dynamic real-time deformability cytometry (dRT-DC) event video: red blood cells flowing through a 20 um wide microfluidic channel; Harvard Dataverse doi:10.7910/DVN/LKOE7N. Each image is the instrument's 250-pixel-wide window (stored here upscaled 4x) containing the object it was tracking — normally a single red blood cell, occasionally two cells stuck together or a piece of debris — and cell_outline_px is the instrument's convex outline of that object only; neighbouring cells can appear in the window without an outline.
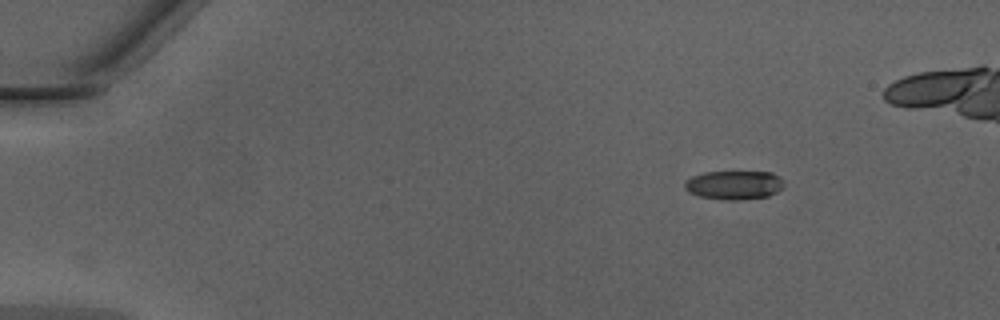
{"species": "Egyptian fruit bat (a non-hibernating species)", "species_latin": "Rousettus aegyptiacus", "temperature_condition": "warm", "stored_images_in_passage": 40, "camera_frame_rate_fps": 3000, "um_per_image_px": 0.085, "animal": {"sex": "male"}, "frame": {"image": 1, "passage_image": 1, "time_ms": 0.0, "image_size_px": [1000, 320], "cell_outline_px": [[784, 188], [768, 196], [736, 200], [728, 200], [700, 196], [688, 192], [684, 188], [684, 180], [692, 176], [704, 172], [772, 172], [780, 176], [784, 180]], "centroid_in_image_um": [62.41, 15.71], "position_along_channel_um": 22.6, "area_um2": 16.82}}
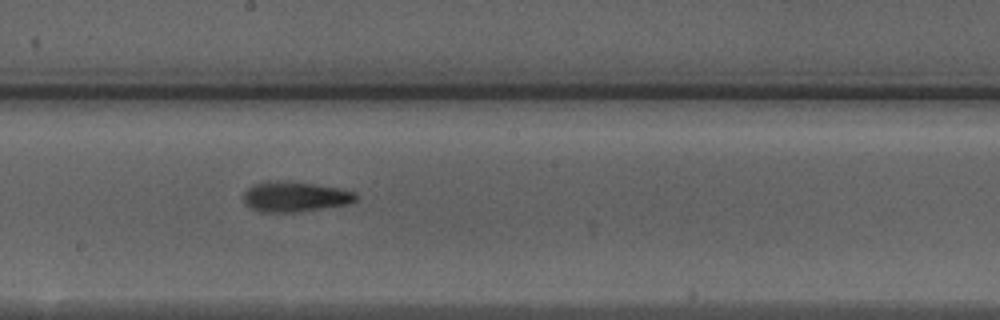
{"frame": {"image": 2, "passage_image": 22, "time_ms": 7.0, "image_size_px": [1000, 320], "cell_outline_px": [[360, 196], [352, 204], [296, 212], [260, 212], [244, 204], [244, 192], [248, 188], [256, 184], [312, 184], [344, 188], [356, 192]], "centroid_in_image_um": [25.21, 16.78], "position_along_channel_um": 223.0, "area_um2": 19.13}}
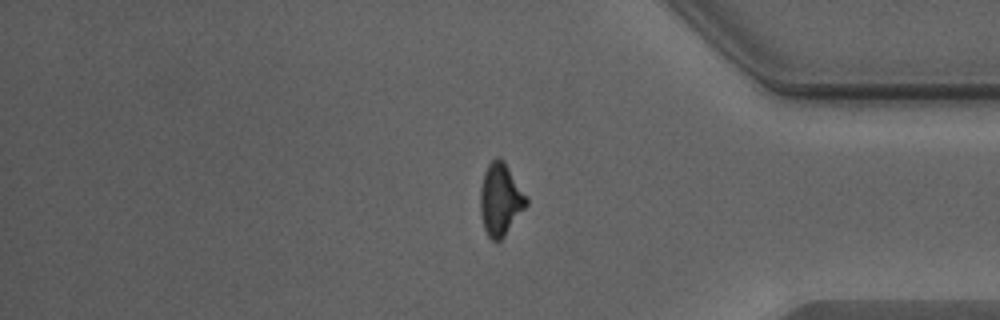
{"frame": {"image": 3, "passage_image": 35, "time_ms": 11.333, "image_size_px": [1000, 320], "cell_outline_px": [[528, 204], [504, 236], [496, 244], [488, 236], [484, 228], [480, 216], [480, 188], [484, 172], [488, 164], [496, 156], [500, 156], [504, 160], [528, 196]], "centroid_in_image_um": [42.54, 16.93], "position_along_channel_um": 392.7, "area_um2": 19.77}, "authors_computed_cell_mechanics": {"area_um2": 19.074, "velocity_mm_per_s": 4.3276, "shape_relaxation_time_tau1_ms": 8.957, "shape_relaxation_time_tau2_ms": 3.8294, "deformation_change_tau1": 0.2853, "deformation_change_tau2": 0.157}}